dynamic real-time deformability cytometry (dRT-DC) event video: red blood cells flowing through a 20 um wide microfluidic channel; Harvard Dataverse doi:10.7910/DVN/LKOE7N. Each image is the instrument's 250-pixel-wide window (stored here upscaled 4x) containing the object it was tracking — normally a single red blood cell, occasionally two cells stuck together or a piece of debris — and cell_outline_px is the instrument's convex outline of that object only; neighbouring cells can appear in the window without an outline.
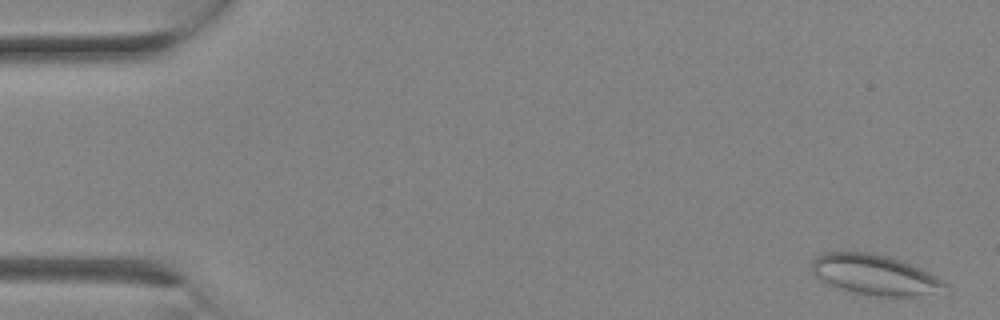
{"species": "Egyptian fruit bat (a non-hibernating species)", "species_latin": "Rousettus aegyptiacus", "temperature_condition": "room temperature", "stored_images_in_passage": 9, "camera_frame_rate_fps": 3000, "um_per_image_px": 0.085, "animal": {"sex": "female"}, "frame": {"image": 1, "passage_image": 1, "time_ms": 0.0, "image_size_px": [1000, 320], "cell_outline_px": [[948, 284], [932, 292], [912, 296], [876, 296], [856, 292], [840, 288], [828, 284], [820, 280], [812, 272], [812, 260], [816, 256], [824, 252], [872, 252], [888, 256], [900, 260], [920, 268], [944, 280]], "centroid_in_image_um": [74.29, 23.33], "position_along_channel_um": 10.7, "area_um2": 30.75}}
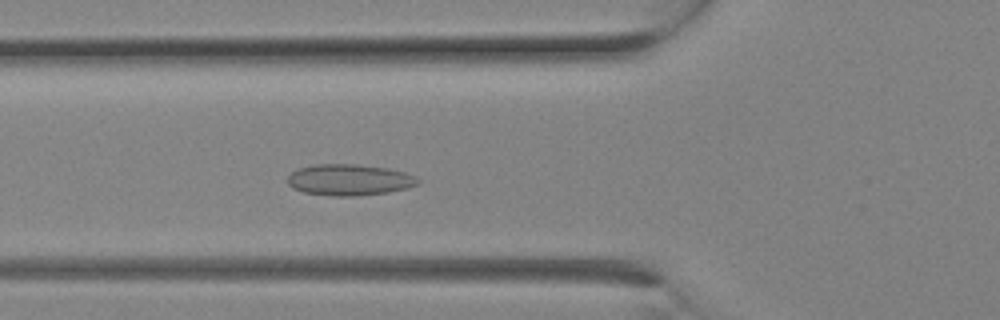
{"frame": {"image": 2, "passage_image": 9, "time_ms": 2.667, "image_size_px": [1000, 320], "cell_outline_px": [[420, 184], [408, 188], [388, 192], [356, 196], [332, 196], [304, 192], [292, 188], [288, 184], [288, 176], [296, 168], [312, 164], [356, 164], [388, 168], [404, 172], [416, 176], [420, 180]], "centroid_in_image_um": [29.69, 15.28], "position_along_channel_um": 96.1, "area_um2": 23.99}}